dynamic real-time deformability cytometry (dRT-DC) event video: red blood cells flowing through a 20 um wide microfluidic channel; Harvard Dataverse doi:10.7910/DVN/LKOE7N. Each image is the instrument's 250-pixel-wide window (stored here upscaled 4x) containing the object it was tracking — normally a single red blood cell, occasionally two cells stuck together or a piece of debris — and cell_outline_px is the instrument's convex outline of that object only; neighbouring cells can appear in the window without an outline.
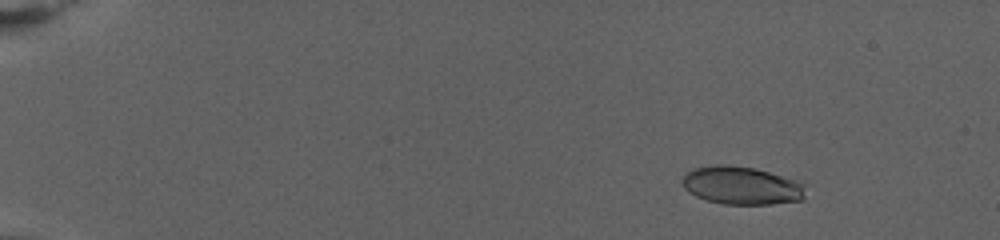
{"species": "human", "species_latin": "Homo sapiens", "temperature_condition": "warm", "stored_images_in_passage": 81, "camera_frame_rate_fps": 3000, "um_per_image_px": 0.085, "donor": {"sex": "female"}, "frame": {"image": 1, "passage_image": 11, "time_ms": 3.333, "image_size_px": [1000, 240], "cell_outline_px": [[804, 200], [772, 204], [724, 204], [708, 200], [696, 196], [688, 192], [684, 188], [680, 180], [684, 172], [692, 168], [716, 164], [728, 164], [756, 168], [804, 184]], "centroid_in_image_um": [62.95, 15.76], "position_along_channel_um": 22.0, "area_um2": 27.46}}
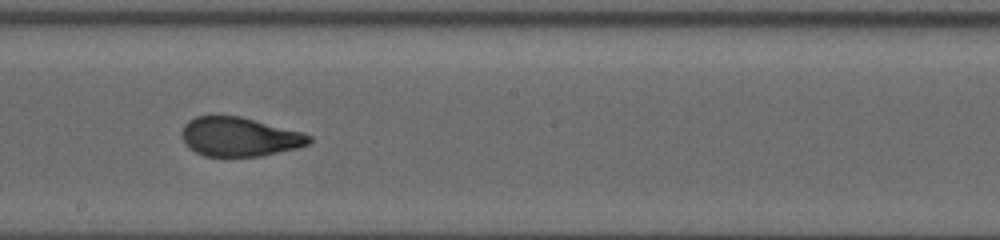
{"frame": {"image": 2, "passage_image": 49, "time_ms": 16.0, "image_size_px": [1000, 240], "cell_outline_px": [[312, 140], [308, 144], [296, 148], [260, 156], [204, 156], [188, 148], [184, 144], [180, 136], [180, 132], [184, 124], [188, 120], [196, 116], [240, 116], [300, 132], [312, 136]], "centroid_in_image_um": [20.28, 11.63], "position_along_channel_um": 227.9, "area_um2": 28.96}}
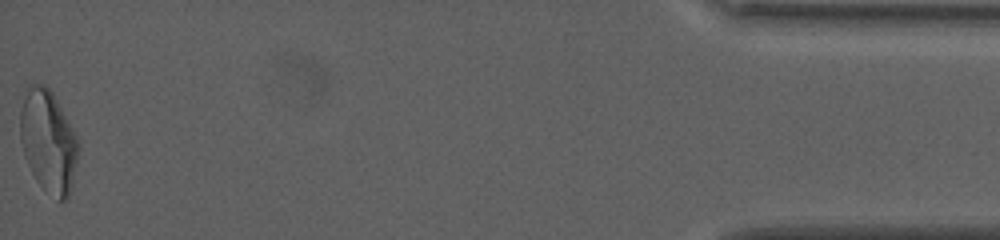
{"frame": {"image": 3, "passage_image": 81, "time_ms": 26.667, "image_size_px": [1000, 240], "cell_outline_px": [[80, 148], [72, 188], [68, 196], [64, 200], [60, 200], [44, 188], [36, 180], [24, 156], [20, 140], [20, 112], [24, 96], [28, 88], [32, 84], [44, 84], [52, 92], [76, 136], [80, 144]], "centroid_in_image_um": [4.11, 12.02], "position_along_channel_um": 431.1, "area_um2": 34.33}, "authors_computed_cell_mechanics": {"area_um2": 29.189, "velocity_mm_per_s": 2.6758, "shape_relaxation_time_tau1_ms": 11.2941, "shape_relaxation_time_tau2_ms": 1.3985, "deformation_change_tau1": 0.2972, "deformation_change_tau2": 0.077}}